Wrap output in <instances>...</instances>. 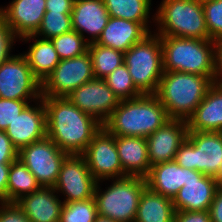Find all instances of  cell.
I'll return each mask as SVG.
<instances>
[{"label": "cell", "mask_w": 222, "mask_h": 222, "mask_svg": "<svg viewBox=\"0 0 222 222\" xmlns=\"http://www.w3.org/2000/svg\"><path fill=\"white\" fill-rule=\"evenodd\" d=\"M41 98L46 110L47 137L69 155H82L103 125L67 97Z\"/></svg>", "instance_id": "6da1fadb"}, {"label": "cell", "mask_w": 222, "mask_h": 222, "mask_svg": "<svg viewBox=\"0 0 222 222\" xmlns=\"http://www.w3.org/2000/svg\"><path fill=\"white\" fill-rule=\"evenodd\" d=\"M170 120L166 108L155 94L120 100L103 125L115 136L146 138Z\"/></svg>", "instance_id": "7a4b0ae2"}, {"label": "cell", "mask_w": 222, "mask_h": 222, "mask_svg": "<svg viewBox=\"0 0 222 222\" xmlns=\"http://www.w3.org/2000/svg\"><path fill=\"white\" fill-rule=\"evenodd\" d=\"M213 84L209 76L164 71L155 95L170 119L187 121Z\"/></svg>", "instance_id": "3957f363"}, {"label": "cell", "mask_w": 222, "mask_h": 222, "mask_svg": "<svg viewBox=\"0 0 222 222\" xmlns=\"http://www.w3.org/2000/svg\"><path fill=\"white\" fill-rule=\"evenodd\" d=\"M163 71H179L215 79L212 39L160 36Z\"/></svg>", "instance_id": "277c9868"}, {"label": "cell", "mask_w": 222, "mask_h": 222, "mask_svg": "<svg viewBox=\"0 0 222 222\" xmlns=\"http://www.w3.org/2000/svg\"><path fill=\"white\" fill-rule=\"evenodd\" d=\"M156 13L159 36L209 39L202 0H162Z\"/></svg>", "instance_id": "5b68a950"}, {"label": "cell", "mask_w": 222, "mask_h": 222, "mask_svg": "<svg viewBox=\"0 0 222 222\" xmlns=\"http://www.w3.org/2000/svg\"><path fill=\"white\" fill-rule=\"evenodd\" d=\"M112 181L105 191L96 183L94 199L98 215L116 222H134L142 191L147 187L146 179L126 176Z\"/></svg>", "instance_id": "8992f818"}, {"label": "cell", "mask_w": 222, "mask_h": 222, "mask_svg": "<svg viewBox=\"0 0 222 222\" xmlns=\"http://www.w3.org/2000/svg\"><path fill=\"white\" fill-rule=\"evenodd\" d=\"M124 64L142 94H155L164 72L160 36L151 32L135 43L124 53Z\"/></svg>", "instance_id": "52a82bcc"}, {"label": "cell", "mask_w": 222, "mask_h": 222, "mask_svg": "<svg viewBox=\"0 0 222 222\" xmlns=\"http://www.w3.org/2000/svg\"><path fill=\"white\" fill-rule=\"evenodd\" d=\"M174 160L183 168L215 177L222 164V132L188 131Z\"/></svg>", "instance_id": "ba28073f"}, {"label": "cell", "mask_w": 222, "mask_h": 222, "mask_svg": "<svg viewBox=\"0 0 222 222\" xmlns=\"http://www.w3.org/2000/svg\"><path fill=\"white\" fill-rule=\"evenodd\" d=\"M68 155L47 136L18 152V158L43 187L55 186L62 163Z\"/></svg>", "instance_id": "9c48e42d"}, {"label": "cell", "mask_w": 222, "mask_h": 222, "mask_svg": "<svg viewBox=\"0 0 222 222\" xmlns=\"http://www.w3.org/2000/svg\"><path fill=\"white\" fill-rule=\"evenodd\" d=\"M94 78L88 51L81 56L60 60L41 84V97H67L76 88Z\"/></svg>", "instance_id": "30bf717a"}, {"label": "cell", "mask_w": 222, "mask_h": 222, "mask_svg": "<svg viewBox=\"0 0 222 222\" xmlns=\"http://www.w3.org/2000/svg\"><path fill=\"white\" fill-rule=\"evenodd\" d=\"M0 98L33 102L41 98V83L23 54L12 55L0 65Z\"/></svg>", "instance_id": "8fae6325"}, {"label": "cell", "mask_w": 222, "mask_h": 222, "mask_svg": "<svg viewBox=\"0 0 222 222\" xmlns=\"http://www.w3.org/2000/svg\"><path fill=\"white\" fill-rule=\"evenodd\" d=\"M97 182L123 178V168L116 147L115 135L104 126L95 134L82 154Z\"/></svg>", "instance_id": "7c38bea8"}, {"label": "cell", "mask_w": 222, "mask_h": 222, "mask_svg": "<svg viewBox=\"0 0 222 222\" xmlns=\"http://www.w3.org/2000/svg\"><path fill=\"white\" fill-rule=\"evenodd\" d=\"M97 181L89 171L83 155H68L62 163L58 179L53 187L65 196L64 203L87 200L94 197Z\"/></svg>", "instance_id": "4fadbf2b"}, {"label": "cell", "mask_w": 222, "mask_h": 222, "mask_svg": "<svg viewBox=\"0 0 222 222\" xmlns=\"http://www.w3.org/2000/svg\"><path fill=\"white\" fill-rule=\"evenodd\" d=\"M68 100L102 125L106 123L120 100L103 79L94 78L72 91Z\"/></svg>", "instance_id": "5bb4252c"}, {"label": "cell", "mask_w": 222, "mask_h": 222, "mask_svg": "<svg viewBox=\"0 0 222 222\" xmlns=\"http://www.w3.org/2000/svg\"><path fill=\"white\" fill-rule=\"evenodd\" d=\"M5 133L18 152L23 147L45 138L47 136L46 110L43 99L37 100L36 106L28 104L15 120L8 125Z\"/></svg>", "instance_id": "9a60e30c"}, {"label": "cell", "mask_w": 222, "mask_h": 222, "mask_svg": "<svg viewBox=\"0 0 222 222\" xmlns=\"http://www.w3.org/2000/svg\"><path fill=\"white\" fill-rule=\"evenodd\" d=\"M188 134L187 121L170 119L146 137L149 163L152 166L173 161Z\"/></svg>", "instance_id": "2e32d148"}, {"label": "cell", "mask_w": 222, "mask_h": 222, "mask_svg": "<svg viewBox=\"0 0 222 222\" xmlns=\"http://www.w3.org/2000/svg\"><path fill=\"white\" fill-rule=\"evenodd\" d=\"M219 188L215 177L190 169V180L172 199L175 211H209Z\"/></svg>", "instance_id": "e0dca14e"}, {"label": "cell", "mask_w": 222, "mask_h": 222, "mask_svg": "<svg viewBox=\"0 0 222 222\" xmlns=\"http://www.w3.org/2000/svg\"><path fill=\"white\" fill-rule=\"evenodd\" d=\"M45 12L46 0H12L10 5L0 8V14L18 39L35 34Z\"/></svg>", "instance_id": "ac0fdd59"}, {"label": "cell", "mask_w": 222, "mask_h": 222, "mask_svg": "<svg viewBox=\"0 0 222 222\" xmlns=\"http://www.w3.org/2000/svg\"><path fill=\"white\" fill-rule=\"evenodd\" d=\"M110 16L103 0H75L71 12L72 29L88 43L98 40ZM84 32L90 34L85 38Z\"/></svg>", "instance_id": "d6986e66"}, {"label": "cell", "mask_w": 222, "mask_h": 222, "mask_svg": "<svg viewBox=\"0 0 222 222\" xmlns=\"http://www.w3.org/2000/svg\"><path fill=\"white\" fill-rule=\"evenodd\" d=\"M148 25V23L110 17L96 43L125 53L151 33Z\"/></svg>", "instance_id": "ffe728a7"}, {"label": "cell", "mask_w": 222, "mask_h": 222, "mask_svg": "<svg viewBox=\"0 0 222 222\" xmlns=\"http://www.w3.org/2000/svg\"><path fill=\"white\" fill-rule=\"evenodd\" d=\"M53 187L41 186L15 203L30 222H60L64 202L58 198Z\"/></svg>", "instance_id": "44dd1931"}, {"label": "cell", "mask_w": 222, "mask_h": 222, "mask_svg": "<svg viewBox=\"0 0 222 222\" xmlns=\"http://www.w3.org/2000/svg\"><path fill=\"white\" fill-rule=\"evenodd\" d=\"M115 140L123 168V177L137 176L145 178L151 168L146 138L115 136Z\"/></svg>", "instance_id": "7402d4cb"}, {"label": "cell", "mask_w": 222, "mask_h": 222, "mask_svg": "<svg viewBox=\"0 0 222 222\" xmlns=\"http://www.w3.org/2000/svg\"><path fill=\"white\" fill-rule=\"evenodd\" d=\"M145 179L150 190L173 199L190 180V169L179 166L175 160L168 161L152 166Z\"/></svg>", "instance_id": "603a6c76"}, {"label": "cell", "mask_w": 222, "mask_h": 222, "mask_svg": "<svg viewBox=\"0 0 222 222\" xmlns=\"http://www.w3.org/2000/svg\"><path fill=\"white\" fill-rule=\"evenodd\" d=\"M187 125L188 131L222 132V86L214 83L208 89Z\"/></svg>", "instance_id": "cb8c5ba5"}, {"label": "cell", "mask_w": 222, "mask_h": 222, "mask_svg": "<svg viewBox=\"0 0 222 222\" xmlns=\"http://www.w3.org/2000/svg\"><path fill=\"white\" fill-rule=\"evenodd\" d=\"M21 39L27 42L31 39L34 40L33 44L29 45L28 52L23 55L28 61L33 76L42 84L60 62L54 45L50 39H40L34 34Z\"/></svg>", "instance_id": "d4e9b609"}, {"label": "cell", "mask_w": 222, "mask_h": 222, "mask_svg": "<svg viewBox=\"0 0 222 222\" xmlns=\"http://www.w3.org/2000/svg\"><path fill=\"white\" fill-rule=\"evenodd\" d=\"M175 212L171 198L146 187L142 191L134 222H174Z\"/></svg>", "instance_id": "484cf974"}, {"label": "cell", "mask_w": 222, "mask_h": 222, "mask_svg": "<svg viewBox=\"0 0 222 222\" xmlns=\"http://www.w3.org/2000/svg\"><path fill=\"white\" fill-rule=\"evenodd\" d=\"M33 173L18 158L10 165L6 202L15 203L20 198L31 194L40 188Z\"/></svg>", "instance_id": "4316f807"}, {"label": "cell", "mask_w": 222, "mask_h": 222, "mask_svg": "<svg viewBox=\"0 0 222 222\" xmlns=\"http://www.w3.org/2000/svg\"><path fill=\"white\" fill-rule=\"evenodd\" d=\"M103 3L110 17L149 23L151 0H103Z\"/></svg>", "instance_id": "83f0119b"}, {"label": "cell", "mask_w": 222, "mask_h": 222, "mask_svg": "<svg viewBox=\"0 0 222 222\" xmlns=\"http://www.w3.org/2000/svg\"><path fill=\"white\" fill-rule=\"evenodd\" d=\"M95 78L104 79L116 68L124 64V53L96 42L88 44Z\"/></svg>", "instance_id": "f1b7e54d"}, {"label": "cell", "mask_w": 222, "mask_h": 222, "mask_svg": "<svg viewBox=\"0 0 222 222\" xmlns=\"http://www.w3.org/2000/svg\"><path fill=\"white\" fill-rule=\"evenodd\" d=\"M119 100H127L141 96L135 87L128 68L122 64L103 79Z\"/></svg>", "instance_id": "f546056e"}, {"label": "cell", "mask_w": 222, "mask_h": 222, "mask_svg": "<svg viewBox=\"0 0 222 222\" xmlns=\"http://www.w3.org/2000/svg\"><path fill=\"white\" fill-rule=\"evenodd\" d=\"M60 60L81 56L88 51V42L72 30L50 39Z\"/></svg>", "instance_id": "4dcf8cb0"}, {"label": "cell", "mask_w": 222, "mask_h": 222, "mask_svg": "<svg viewBox=\"0 0 222 222\" xmlns=\"http://www.w3.org/2000/svg\"><path fill=\"white\" fill-rule=\"evenodd\" d=\"M98 216L95 199L64 203L61 209L60 222H95Z\"/></svg>", "instance_id": "1f68e13d"}, {"label": "cell", "mask_w": 222, "mask_h": 222, "mask_svg": "<svg viewBox=\"0 0 222 222\" xmlns=\"http://www.w3.org/2000/svg\"><path fill=\"white\" fill-rule=\"evenodd\" d=\"M72 30L71 13L46 11L42 23L34 35L41 36L40 38L43 39H52Z\"/></svg>", "instance_id": "d6a6232c"}, {"label": "cell", "mask_w": 222, "mask_h": 222, "mask_svg": "<svg viewBox=\"0 0 222 222\" xmlns=\"http://www.w3.org/2000/svg\"><path fill=\"white\" fill-rule=\"evenodd\" d=\"M204 17L209 39L216 41L222 38V0L202 1Z\"/></svg>", "instance_id": "836d02e7"}, {"label": "cell", "mask_w": 222, "mask_h": 222, "mask_svg": "<svg viewBox=\"0 0 222 222\" xmlns=\"http://www.w3.org/2000/svg\"><path fill=\"white\" fill-rule=\"evenodd\" d=\"M30 100H11L0 98V130L5 131L10 123L23 111Z\"/></svg>", "instance_id": "e575fe53"}, {"label": "cell", "mask_w": 222, "mask_h": 222, "mask_svg": "<svg viewBox=\"0 0 222 222\" xmlns=\"http://www.w3.org/2000/svg\"><path fill=\"white\" fill-rule=\"evenodd\" d=\"M16 39L17 37L0 14V65L12 56L10 51Z\"/></svg>", "instance_id": "d590c367"}, {"label": "cell", "mask_w": 222, "mask_h": 222, "mask_svg": "<svg viewBox=\"0 0 222 222\" xmlns=\"http://www.w3.org/2000/svg\"><path fill=\"white\" fill-rule=\"evenodd\" d=\"M0 222H30L16 203L0 204Z\"/></svg>", "instance_id": "8d00e7d4"}, {"label": "cell", "mask_w": 222, "mask_h": 222, "mask_svg": "<svg viewBox=\"0 0 222 222\" xmlns=\"http://www.w3.org/2000/svg\"><path fill=\"white\" fill-rule=\"evenodd\" d=\"M18 159V150L5 131L0 130V164H11Z\"/></svg>", "instance_id": "74e56055"}, {"label": "cell", "mask_w": 222, "mask_h": 222, "mask_svg": "<svg viewBox=\"0 0 222 222\" xmlns=\"http://www.w3.org/2000/svg\"><path fill=\"white\" fill-rule=\"evenodd\" d=\"M174 222H212L209 211H176Z\"/></svg>", "instance_id": "f35d334b"}, {"label": "cell", "mask_w": 222, "mask_h": 222, "mask_svg": "<svg viewBox=\"0 0 222 222\" xmlns=\"http://www.w3.org/2000/svg\"><path fill=\"white\" fill-rule=\"evenodd\" d=\"M214 83L222 86V38L214 41Z\"/></svg>", "instance_id": "ab89813d"}, {"label": "cell", "mask_w": 222, "mask_h": 222, "mask_svg": "<svg viewBox=\"0 0 222 222\" xmlns=\"http://www.w3.org/2000/svg\"><path fill=\"white\" fill-rule=\"evenodd\" d=\"M209 214L212 222H222V187L215 193L209 208Z\"/></svg>", "instance_id": "60d3db41"}, {"label": "cell", "mask_w": 222, "mask_h": 222, "mask_svg": "<svg viewBox=\"0 0 222 222\" xmlns=\"http://www.w3.org/2000/svg\"><path fill=\"white\" fill-rule=\"evenodd\" d=\"M75 0H46V11L71 13Z\"/></svg>", "instance_id": "b9f144b4"}, {"label": "cell", "mask_w": 222, "mask_h": 222, "mask_svg": "<svg viewBox=\"0 0 222 222\" xmlns=\"http://www.w3.org/2000/svg\"><path fill=\"white\" fill-rule=\"evenodd\" d=\"M11 164H0V199L6 202L8 175Z\"/></svg>", "instance_id": "7bdbcfd3"}, {"label": "cell", "mask_w": 222, "mask_h": 222, "mask_svg": "<svg viewBox=\"0 0 222 222\" xmlns=\"http://www.w3.org/2000/svg\"><path fill=\"white\" fill-rule=\"evenodd\" d=\"M215 179L218 181L219 186L222 187V164L218 174L215 176Z\"/></svg>", "instance_id": "ee69618b"}, {"label": "cell", "mask_w": 222, "mask_h": 222, "mask_svg": "<svg viewBox=\"0 0 222 222\" xmlns=\"http://www.w3.org/2000/svg\"><path fill=\"white\" fill-rule=\"evenodd\" d=\"M95 222H116L110 218L102 217L100 215L97 216Z\"/></svg>", "instance_id": "f6af8a7d"}, {"label": "cell", "mask_w": 222, "mask_h": 222, "mask_svg": "<svg viewBox=\"0 0 222 222\" xmlns=\"http://www.w3.org/2000/svg\"><path fill=\"white\" fill-rule=\"evenodd\" d=\"M202 1H218V0H202Z\"/></svg>", "instance_id": "bcb514c9"}]
</instances>
